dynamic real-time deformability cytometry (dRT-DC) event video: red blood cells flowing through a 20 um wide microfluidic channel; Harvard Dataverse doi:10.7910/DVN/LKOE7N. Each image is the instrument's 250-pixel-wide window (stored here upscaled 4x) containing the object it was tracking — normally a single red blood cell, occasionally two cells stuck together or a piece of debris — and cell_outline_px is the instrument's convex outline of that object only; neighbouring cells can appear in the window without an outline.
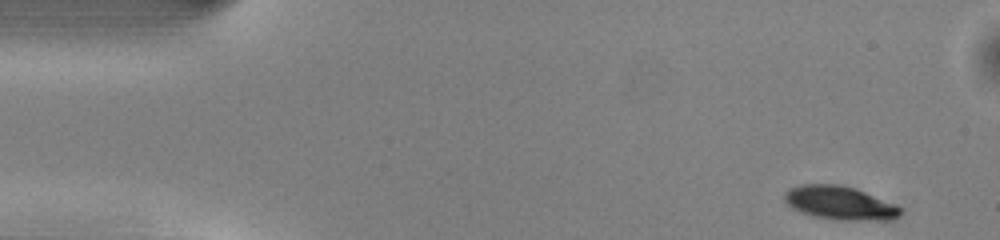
{"species": "common noctule bat (a hibernating species)", "species_latin": "Nyctalus noctula", "temperature_condition": "warm", "stored_images_in_passage": 44, "camera_frame_rate_fps": 3000, "um_per_image_px": 0.085, "animal": {"sex": "male", "body_mass_g": 13.0, "forearm_length_mm": 53.1}, "frame": {"image": 1, "passage_image": 1, "time_ms": 0.0, "image_size_px": [1000, 240], "cell_outline_px": [[900, 216], [892, 220], [840, 220], [812, 216], [800, 212], [792, 208], [788, 204], [784, 196], [792, 188], [804, 184], [840, 184], [856, 188], [896, 204], [900, 208]], "centroid_in_image_um": [71.43, 17.26], "position_along_channel_um": 13.6, "area_um2": 22.6}}
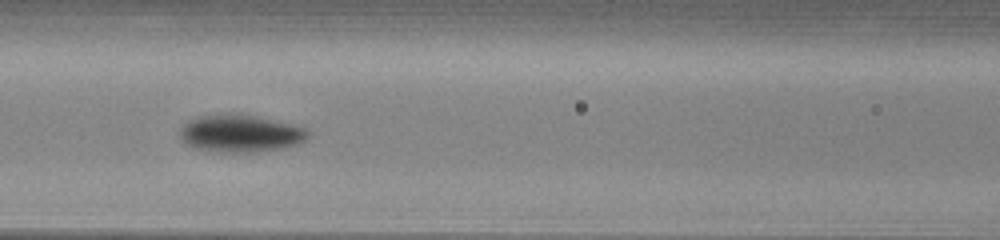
{"frame": {"image": 2, "passage_image": 19, "time_ms": 6.0, "image_size_px": [1000, 240], "cell_outline_px": [[308, 136], [304, 140], [296, 144], [284, 148], [256, 152], [216, 152], [196, 148], [180, 140], [180, 128], [188, 120], [196, 116], [220, 112], [240, 112], [304, 128], [308, 132]], "centroid_in_image_um": [20.35, 11.32], "position_along_channel_um": 146.3, "area_um2": 28.26}}
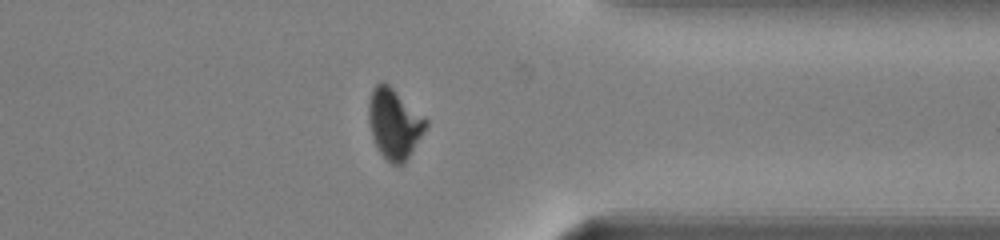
{"frame": {"image": 3, "passage_image": 37, "time_ms": 12.0, "image_size_px": [1000, 240], "cell_outline_px": [[428, 124], [404, 164], [392, 164], [380, 152], [372, 136], [368, 120], [368, 100], [372, 88], [380, 80], [384, 80], [424, 116], [428, 120]], "centroid_in_image_um": [33.49, 10.46], "position_along_channel_um": 377.9, "area_um2": 23.29}, "authors_computed_cell_mechanics": {"area_um2": 24.5939, "velocity_mm_per_s": 4.0224, "shape_relaxation_time_tau1_ms": 1.8492, "shape_relaxation_time_tau2_ms": 0.9257, "deformation_change_tau1": 0.1203, "deformation_change_tau2": 0.0407}}